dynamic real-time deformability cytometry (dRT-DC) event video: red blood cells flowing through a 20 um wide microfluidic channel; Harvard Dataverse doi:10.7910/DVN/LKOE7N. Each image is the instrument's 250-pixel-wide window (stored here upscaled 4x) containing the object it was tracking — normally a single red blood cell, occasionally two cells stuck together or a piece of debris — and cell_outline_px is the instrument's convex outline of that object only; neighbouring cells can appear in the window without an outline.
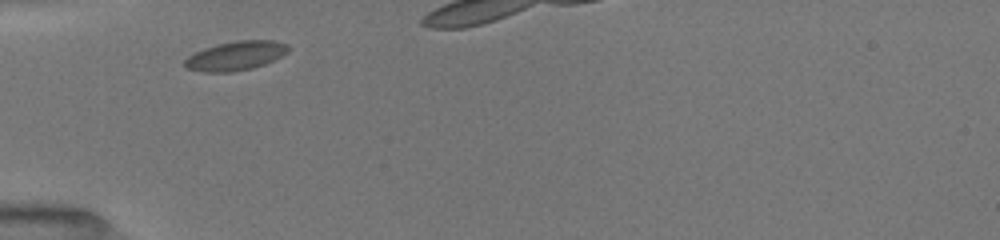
{"species": "common noctule bat (a hibernating species)", "species_latin": "Nyctalus noctula", "temperature_condition": "room temperature", "stored_images_in_passage": 4, "segment_of_instrument_passage": [1, 2], "camera_frame_rate_fps": 3000, "um_per_image_px": 0.085, "animal": {"sex": "female", "body_mass_g": 19.5, "forearm_length_mm": 54.1}, "frame": {"image": 1, "passage_image": 1, "time_ms": 0.0, "image_size_px": [1000, 240], "cell_outline_px": [[292, 48], [288, 52], [264, 64], [252, 68], [232, 72], [204, 72], [188, 68], [184, 64], [184, 60], [192, 52], [216, 44], [236, 40], [272, 40], [288, 44]], "centroid_in_image_um": [20.03, 4.73], "position_along_channel_um": 65.0, "area_um2": 17.69}}
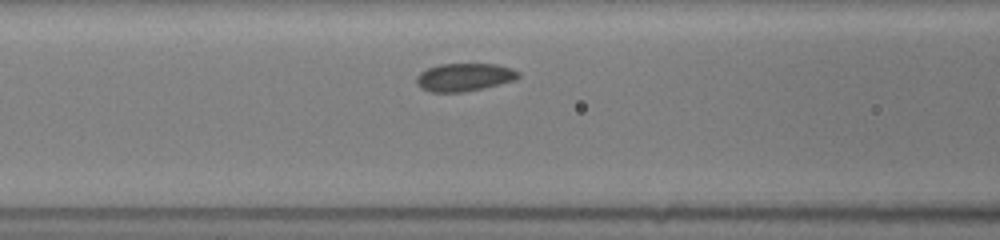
{"frame": {"image": 2, "passage_image": 3, "time_ms": 1.667, "image_size_px": [1000, 240], "cell_outline_px": [[520, 76], [516, 80], [484, 88], [464, 92], [432, 92], [420, 88], [416, 84], [416, 76], [420, 72], [428, 68], [440, 64], [496, 64], [512, 68], [520, 72]], "centroid_in_image_um": [39.47, 6.56], "position_along_channel_um": 127.1, "area_um2": 16.76}}